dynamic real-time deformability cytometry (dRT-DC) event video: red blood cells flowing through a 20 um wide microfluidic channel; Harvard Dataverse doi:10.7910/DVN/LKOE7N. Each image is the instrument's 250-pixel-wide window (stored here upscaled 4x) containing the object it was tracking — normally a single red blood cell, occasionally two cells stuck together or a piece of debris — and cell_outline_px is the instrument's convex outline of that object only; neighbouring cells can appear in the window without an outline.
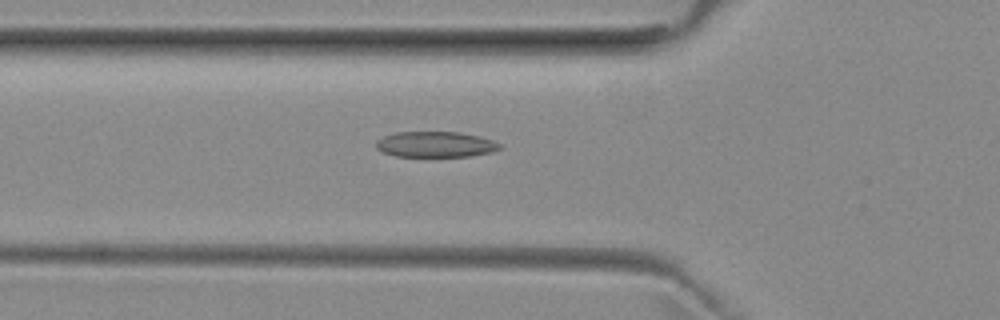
{"species": "common noctule bat (a hibernating species)", "species_latin": "Nyctalus noctula", "temperature_condition": "room temperature", "stored_images_in_passage": 38, "camera_frame_rate_fps": 3000, "um_per_image_px": 0.085, "animal": {"sex": "female", "body_mass_g": 29.2, "forearm_length_mm": 56.3}, "frame": {"image": 1, "passage_image": 6, "time_ms": 1.667, "image_size_px": [1000, 320], "cell_outline_px": [[500, 148], [492, 152], [468, 156], [396, 156], [384, 152], [376, 148], [376, 140], [384, 136], [396, 132], [460, 132], [480, 136], [492, 140], [500, 144]], "centroid_in_image_um": [37.01, 12.26], "position_along_channel_um": 88.8, "area_um2": 18.38}}
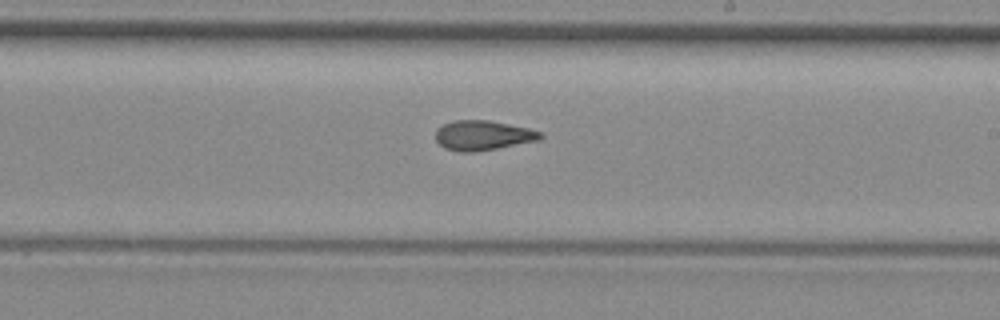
{"frame": {"image": 2, "passage_image": 18, "time_ms": 5.667, "image_size_px": [1000, 320], "cell_outline_px": [[544, 136], [540, 140], [496, 148], [472, 152], [460, 152], [444, 148], [436, 140], [436, 128], [452, 120], [488, 120], [528, 128], [540, 132]], "centroid_in_image_um": [41.02, 11.5], "position_along_channel_um": 248.0, "area_um2": 18.09}}
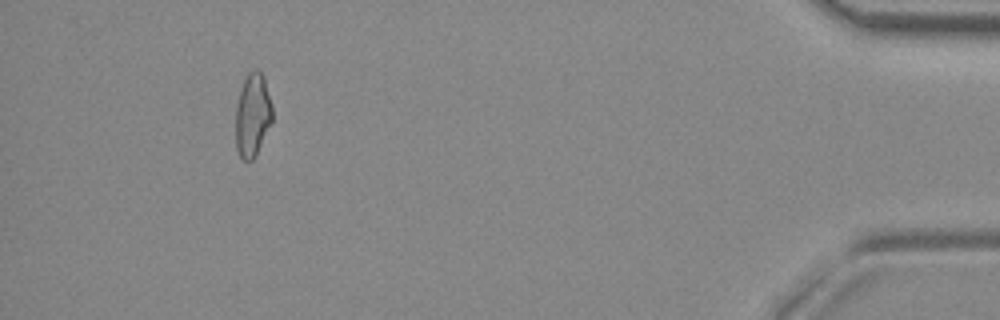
{"frame": {"image": 3, "passage_image": 36, "time_ms": 11.667, "image_size_px": [1000, 320], "cell_outline_px": [[272, 120], [256, 156], [252, 160], [244, 160], [240, 156], [236, 148], [236, 108], [240, 92], [244, 80], [248, 72], [252, 68], [256, 68], [264, 76], [272, 104]], "centroid_in_image_um": [21.48, 9.76], "position_along_channel_um": 413.7, "area_um2": 17.8}, "authors_computed_cell_mechanics": {"area_um2": 18.1203, "velocity_mm_per_s": 3.9675, "shape_relaxation_time_tau1_ms": null, "shape_relaxation_time_tau2_ms": 4.0509, "deformation_change_tau1": null, "deformation_change_tau2": 0.1185}}